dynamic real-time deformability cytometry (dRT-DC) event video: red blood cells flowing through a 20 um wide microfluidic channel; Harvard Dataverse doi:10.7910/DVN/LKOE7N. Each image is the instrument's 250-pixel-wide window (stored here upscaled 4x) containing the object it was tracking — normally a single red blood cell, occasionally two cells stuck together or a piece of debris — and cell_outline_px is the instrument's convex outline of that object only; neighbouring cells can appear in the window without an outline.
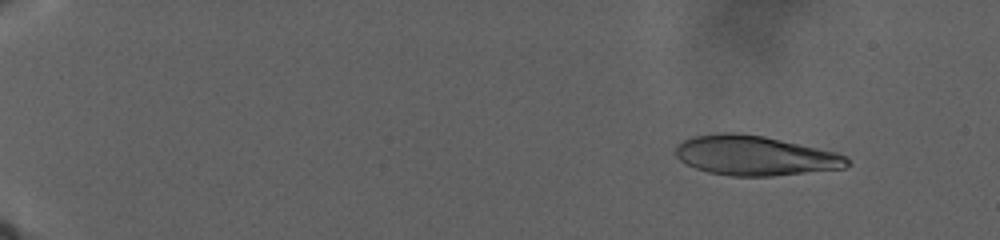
{"species": "human", "species_latin": "Homo sapiens", "temperature_condition": "warm", "stored_images_in_passage": 61, "camera_frame_rate_fps": 3000, "um_per_image_px": 0.085, "donor": {"sex": "male"}, "frame": {"image": 1, "passage_image": 5, "time_ms": 4.667, "image_size_px": [1000, 240], "cell_outline_px": [[852, 164], [844, 168], [772, 176], [732, 176], [708, 172], [696, 168], [680, 160], [676, 156], [676, 148], [684, 140], [692, 136], [724, 132], [736, 132], [764, 136], [836, 152], [844, 156]], "centroid_in_image_um": [64.18, 13.22], "position_along_channel_um": 20.8, "area_um2": 39.48}}
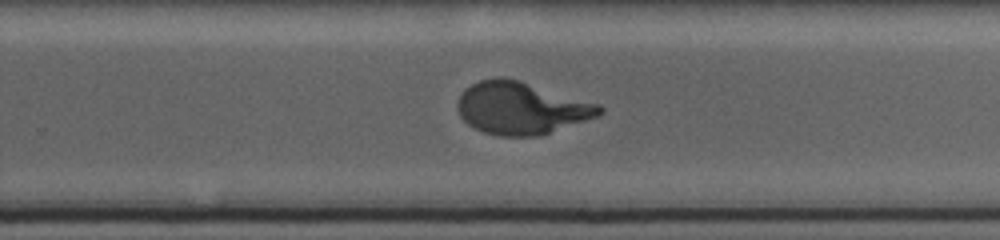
{"frame": {"image": 2, "passage_image": 36, "time_ms": 29.0, "image_size_px": [1000, 240], "cell_outline_px": [[604, 112], [596, 116], [540, 136], [500, 136], [484, 132], [468, 124], [460, 116], [460, 96], [472, 84], [480, 80], [516, 80], [600, 104], [604, 108]], "centroid_in_image_um": [44.36, 9.23], "position_along_channel_um": 285.4, "area_um2": 41.85}}
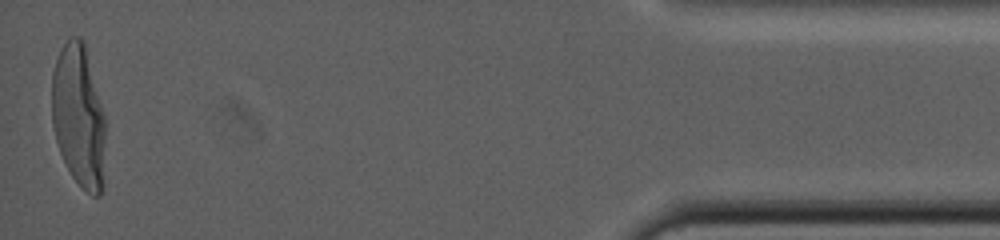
{"frame": {"image": 3, "passage_image": 61, "time_ms": 40.667, "image_size_px": [1000, 240], "cell_outline_px": [[104, 184], [100, 196], [92, 196], [72, 176], [60, 152], [56, 140], [52, 124], [52, 72], [56, 60], [64, 44], [72, 36], [80, 36], [84, 44], [104, 116]], "centroid_in_image_um": [6.68, 9.91], "position_along_channel_um": 428.5, "area_um2": 43.93}}